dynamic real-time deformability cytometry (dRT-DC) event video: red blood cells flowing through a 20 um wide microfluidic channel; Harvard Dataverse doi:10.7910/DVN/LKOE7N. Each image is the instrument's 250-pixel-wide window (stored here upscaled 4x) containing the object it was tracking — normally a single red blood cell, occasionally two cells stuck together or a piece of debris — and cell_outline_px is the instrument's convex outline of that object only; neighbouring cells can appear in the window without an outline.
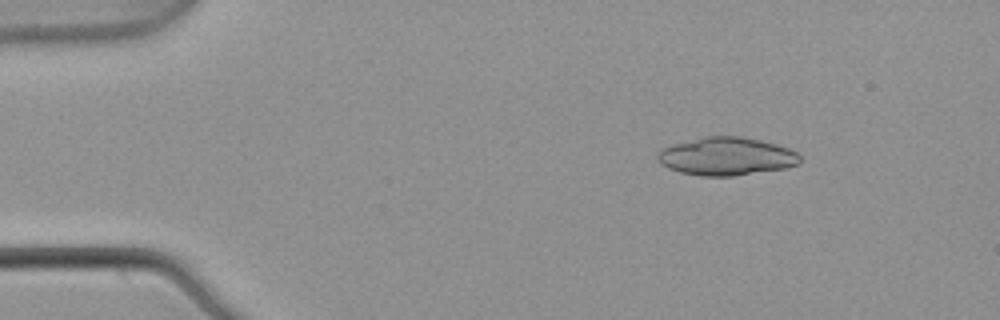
{"species": "common noctule bat (a hibernating species)", "species_latin": "Nyctalus noctula", "temperature_condition": "warm", "stored_images_in_passage": 6, "camera_frame_rate_fps": 3000, "um_per_image_px": 0.085, "animal": {"sex": "male", "body_mass_g": 21.5, "forearm_length_mm": 52.0}, "frame": {"image": 1, "passage_image": 2, "time_ms": 0.333, "image_size_px": [1000, 320], "cell_outline_px": [[800, 160], [796, 164], [788, 168], [732, 176], [700, 176], [680, 172], [668, 168], [660, 164], [656, 156], [660, 148], [708, 136], [740, 136], [760, 140], [776, 144], [788, 148], [796, 152], [800, 156]], "centroid_in_image_um": [61.74, 13.3], "position_along_channel_um": 23.3, "area_um2": 31.44}}
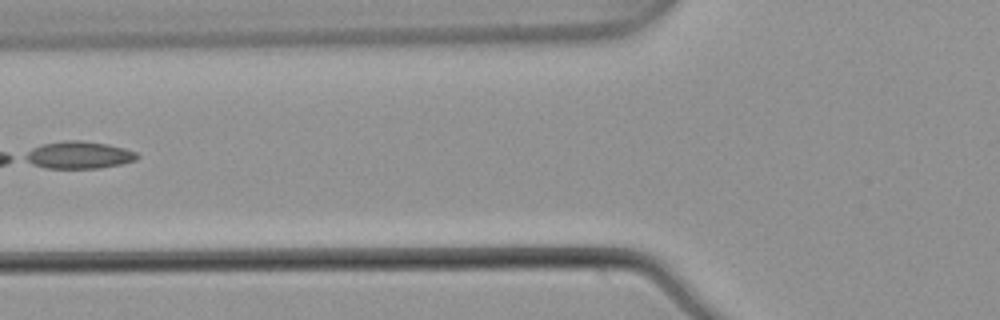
{"frame": {"image": 2, "passage_image": 6, "time_ms": 1.667, "image_size_px": [1000, 320], "cell_outline_px": [[140, 156], [136, 160], [120, 164], [100, 168], [44, 168], [32, 164], [24, 160], [20, 156], [32, 148], [40, 144], [64, 140], [80, 140], [108, 144], [124, 148], [136, 152]], "centroid_in_image_um": [6.64, 13.17], "position_along_channel_um": 119.2, "area_um2": 18.09}}